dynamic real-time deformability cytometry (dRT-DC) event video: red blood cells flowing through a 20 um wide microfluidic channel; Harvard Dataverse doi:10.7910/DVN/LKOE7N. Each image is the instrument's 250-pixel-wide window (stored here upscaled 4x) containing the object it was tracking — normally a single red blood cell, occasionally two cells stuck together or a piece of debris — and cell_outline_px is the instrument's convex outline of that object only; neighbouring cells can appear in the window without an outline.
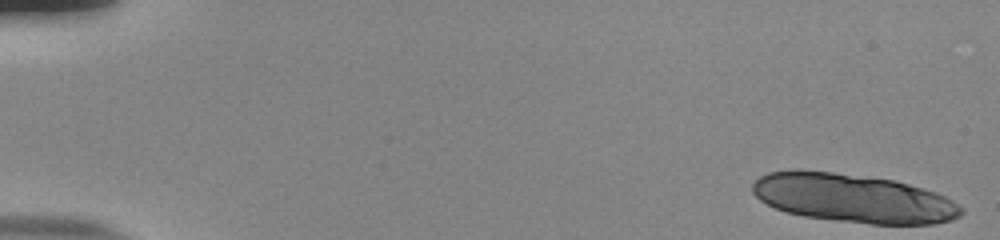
{"species": "human", "species_latin": "Homo sapiens", "temperature_condition": "room temperature", "stored_images_in_passage": 12, "camera_frame_rate_fps": 3000, "um_per_image_px": 0.085, "donor": {"sex": "male"}, "frame": {"image": 1, "passage_image": 1, "time_ms": 0.0, "image_size_px": [1000, 240], "cell_outline_px": [[964, 212], [960, 216], [952, 220], [932, 224], [872, 224], [836, 220], [804, 216], [788, 212], [776, 208], [760, 200], [752, 192], [752, 184], [760, 176], [768, 172], [832, 172], [892, 180], [908, 184], [944, 196], [952, 200], [964, 208]], "centroid_in_image_um": [72.57, 16.88], "position_along_channel_um": 12.4, "area_um2": 58.09}}